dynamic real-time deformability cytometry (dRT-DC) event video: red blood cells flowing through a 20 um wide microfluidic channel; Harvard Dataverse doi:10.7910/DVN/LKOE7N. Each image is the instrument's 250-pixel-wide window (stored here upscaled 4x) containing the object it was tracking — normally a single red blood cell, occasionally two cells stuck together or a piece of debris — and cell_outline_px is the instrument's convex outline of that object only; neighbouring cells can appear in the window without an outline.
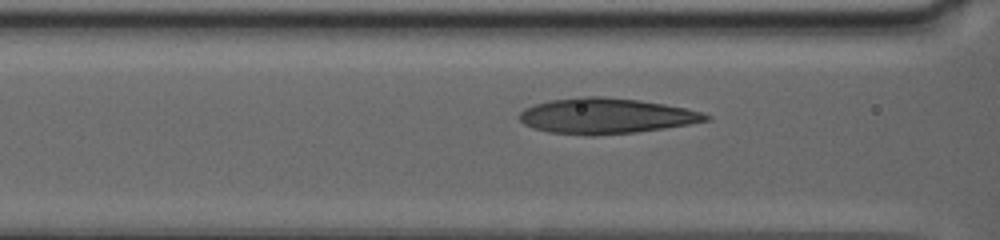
{"species": "human", "species_latin": "Homo sapiens", "temperature_condition": "warm", "stored_images_in_passage": 24, "camera_frame_rate_fps": 3000, "um_per_image_px": 0.085, "donor": {"sex": "female"}, "frame": {"image": 1, "passage_image": 21, "time_ms": 6.333, "image_size_px": [1000, 240], "cell_outline_px": [[712, 120], [664, 128], [636, 132], [596, 136], [588, 136], [548, 132], [532, 128], [524, 124], [520, 120], [520, 112], [524, 108], [548, 100], [580, 96], [604, 96], [640, 100], [664, 104], [684, 108], [700, 112], [712, 116]], "centroid_in_image_um": [51.49, 9.85], "position_along_channel_um": 115.1, "area_um2": 38.84}}